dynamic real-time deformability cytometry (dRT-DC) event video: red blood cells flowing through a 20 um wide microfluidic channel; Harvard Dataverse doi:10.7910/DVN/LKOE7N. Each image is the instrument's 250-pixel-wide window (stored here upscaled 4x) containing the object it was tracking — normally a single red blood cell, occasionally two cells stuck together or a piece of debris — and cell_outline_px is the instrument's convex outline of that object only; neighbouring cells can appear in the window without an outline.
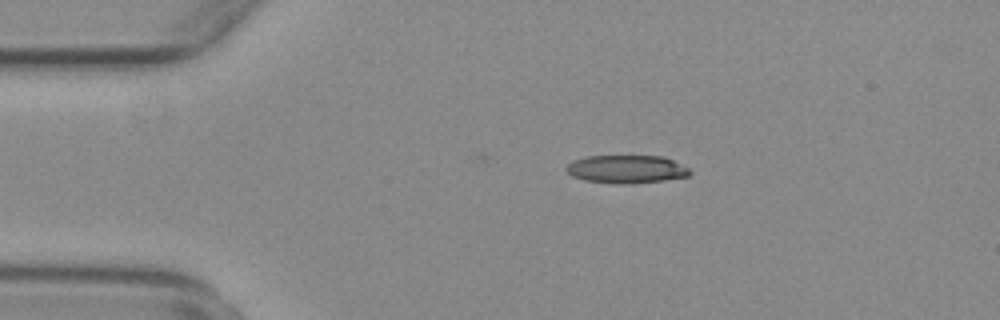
{"species": "common noctule bat (a hibernating species)", "species_latin": "Nyctalus noctula", "temperature_condition": "warm", "stored_images_in_passage": 14, "camera_frame_rate_fps": 3000, "um_per_image_px": 0.085, "animal": {"sex": "female", "body_mass_g": 29.2, "forearm_length_mm": 56.3}, "frame": {"image": 1, "passage_image": 10, "time_ms": 3.0, "image_size_px": [1000, 320], "cell_outline_px": [[692, 172], [688, 176], [664, 180], [624, 184], [616, 184], [584, 180], [572, 176], [564, 168], [572, 160], [588, 156], [664, 156], [688, 168]], "centroid_in_image_um": [53.22, 14.38], "position_along_channel_um": 31.8, "area_um2": 20.17}}